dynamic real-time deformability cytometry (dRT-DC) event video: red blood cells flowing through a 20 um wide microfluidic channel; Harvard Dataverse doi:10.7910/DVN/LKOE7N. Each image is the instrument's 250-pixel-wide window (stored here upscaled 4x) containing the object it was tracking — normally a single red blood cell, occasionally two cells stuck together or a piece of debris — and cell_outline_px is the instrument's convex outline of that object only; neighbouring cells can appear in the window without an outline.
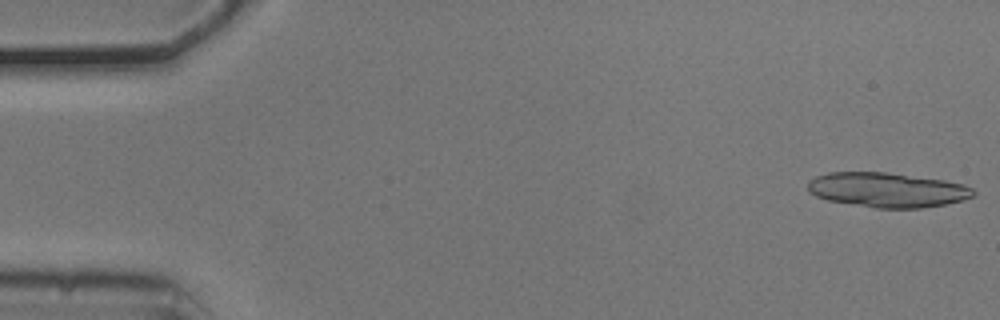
{"species": "common noctule bat (a hibernating species)", "species_latin": "Nyctalus noctula", "temperature_condition": "cold", "stored_images_in_passage": 54, "camera_frame_rate_fps": 3000, "um_per_image_px": 0.085, "animal": {"sex": "male", "body_mass_g": 20.5, "forearm_length_mm": 52.5}, "frame": {"image": 1, "passage_image": 1, "time_ms": 0.0, "image_size_px": [1000, 320], "cell_outline_px": [[976, 196], [964, 200], [944, 204], [920, 208], [876, 208], [828, 200], [816, 196], [808, 192], [808, 180], [816, 176], [828, 172], [884, 172], [944, 180], [964, 184], [972, 188], [976, 192]], "centroid_in_image_um": [75.43, 16.14], "position_along_channel_um": 9.6, "area_um2": 33.52}}
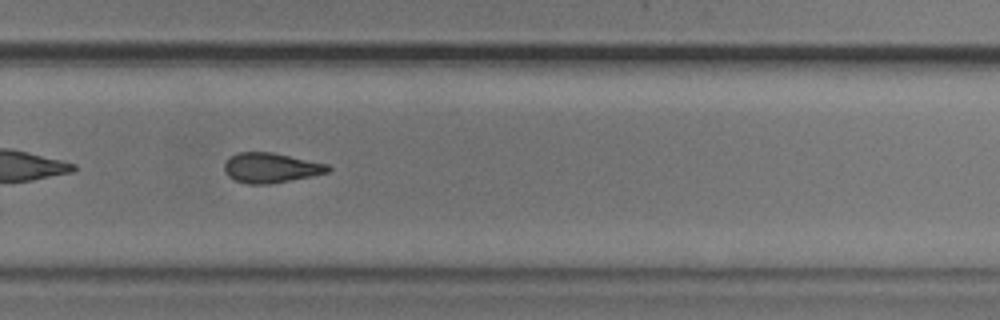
{"frame": {"image": 2, "passage_image": 36, "time_ms": 11.667, "image_size_px": [1000, 320], "cell_outline_px": [[332, 168], [328, 172], [312, 176], [268, 184], [248, 184], [236, 180], [228, 176], [224, 172], [224, 164], [236, 152], [272, 152], [328, 164]], "centroid_in_image_um": [23.02, 14.26], "position_along_channel_um": 306.8, "area_um2": 17.98}}
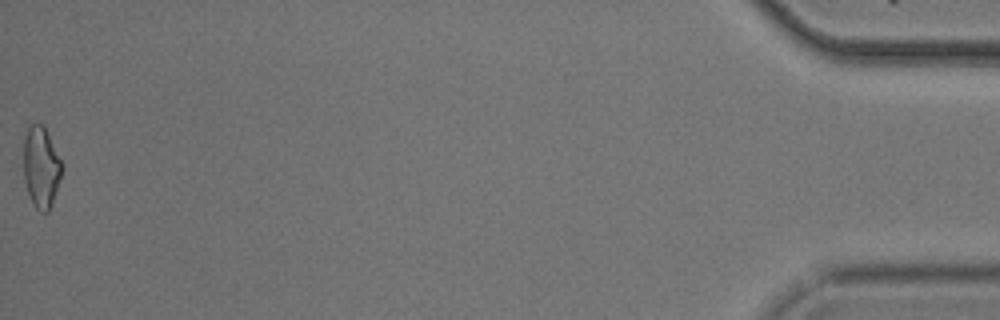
{"frame": {"image": 3, "passage_image": 54, "time_ms": 17.667, "image_size_px": [1000, 320], "cell_outline_px": [[64, 168], [52, 204], [48, 212], [40, 212], [36, 208], [28, 192], [24, 180], [24, 136], [28, 128], [32, 124], [44, 124], [64, 164]], "centroid_in_image_um": [3.53, 14.18], "position_along_channel_um": 431.7, "area_um2": 18.38}, "authors_computed_cell_mechanics": {"area_um2": 18.496, "velocity_mm_per_s": 3.7282, "shape_relaxation_time_tau1_ms": null, "shape_relaxation_time_tau2_ms": 5.1234, "deformation_change_tau1": null, "deformation_change_tau2": 0.1408}}